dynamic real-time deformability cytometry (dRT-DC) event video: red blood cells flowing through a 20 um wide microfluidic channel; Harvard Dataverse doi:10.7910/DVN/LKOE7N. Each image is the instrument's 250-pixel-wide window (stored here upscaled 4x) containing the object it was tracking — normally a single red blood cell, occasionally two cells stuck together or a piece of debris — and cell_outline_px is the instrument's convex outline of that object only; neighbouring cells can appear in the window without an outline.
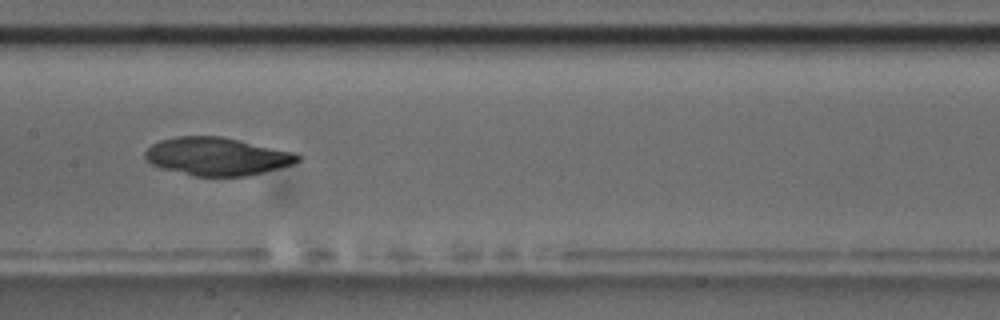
{"species": "common noctule bat (a hibernating species)", "species_latin": "Nyctalus noctula", "temperature_condition": "room temperature", "stored_images_in_passage": 12, "camera_frame_rate_fps": 3000, "um_per_image_px": 0.085, "animal": {"sex": "male", "body_mass_g": 17.5, "forearm_length_mm": 52.3}, "frame": {"image": 1, "passage_image": 9, "time_ms": 2.667, "image_size_px": [1000, 320], "cell_outline_px": [[300, 160], [292, 164], [264, 172], [248, 176], [192, 176], [160, 168], [152, 164], [144, 156], [144, 152], [152, 144], [160, 140], [176, 136], [220, 136], [240, 140], [296, 152], [300, 156]], "centroid_in_image_um": [18.44, 13.29], "position_along_channel_um": 189.0, "area_um2": 33.87}}
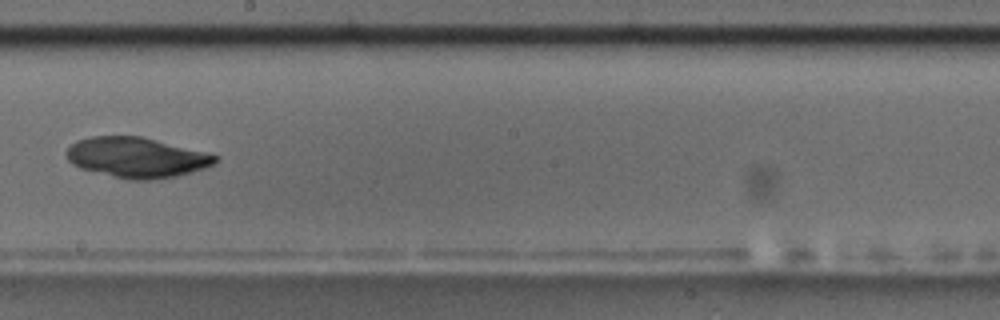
{"frame": {"image": 2, "passage_image": 10, "time_ms": 3.0, "image_size_px": [1000, 320], "cell_outline_px": [[216, 160], [212, 164], [204, 168], [176, 176], [148, 180], [128, 180], [80, 168], [72, 164], [68, 160], [64, 152], [76, 140], [92, 136], [140, 136], [156, 140], [216, 156]], "centroid_in_image_um": [11.51, 13.39], "position_along_channel_um": 236.7, "area_um2": 34.33}}